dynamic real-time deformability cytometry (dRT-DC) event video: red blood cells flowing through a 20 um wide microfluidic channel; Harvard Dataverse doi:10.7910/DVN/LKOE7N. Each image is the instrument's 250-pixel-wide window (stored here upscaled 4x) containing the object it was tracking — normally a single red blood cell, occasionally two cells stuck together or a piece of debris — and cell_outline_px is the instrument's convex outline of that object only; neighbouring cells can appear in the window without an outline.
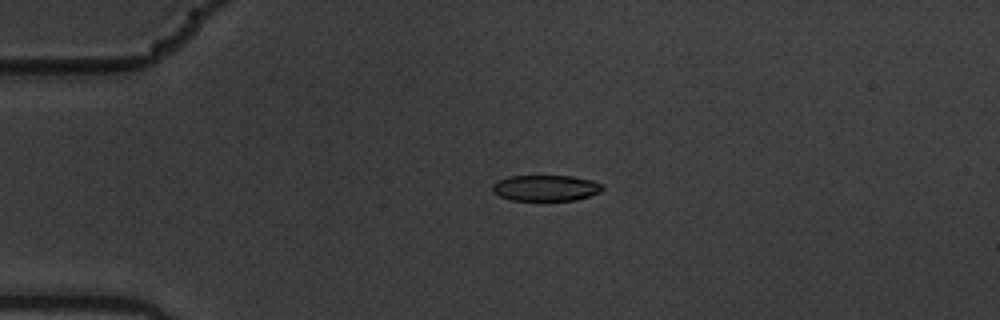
{"species": "common noctule bat (a hibernating species)", "species_latin": "Nyctalus noctula", "temperature_condition": "warm", "stored_images_in_passage": 6, "camera_frame_rate_fps": 3000, "um_per_image_px": 0.085, "animal": {"sex": "male", "body_mass_g": 19.5, "forearm_length_mm": 54.6}, "frame": {"image": 1, "passage_image": 5, "time_ms": 1.333, "image_size_px": [1000, 320], "cell_outline_px": [[604, 188], [600, 192], [576, 200], [512, 200], [500, 196], [492, 192], [492, 184], [496, 180], [508, 176], [572, 176], [592, 180], [600, 184]], "centroid_in_image_um": [46.35, 15.97], "position_along_channel_um": 38.7, "area_um2": 16.65}}